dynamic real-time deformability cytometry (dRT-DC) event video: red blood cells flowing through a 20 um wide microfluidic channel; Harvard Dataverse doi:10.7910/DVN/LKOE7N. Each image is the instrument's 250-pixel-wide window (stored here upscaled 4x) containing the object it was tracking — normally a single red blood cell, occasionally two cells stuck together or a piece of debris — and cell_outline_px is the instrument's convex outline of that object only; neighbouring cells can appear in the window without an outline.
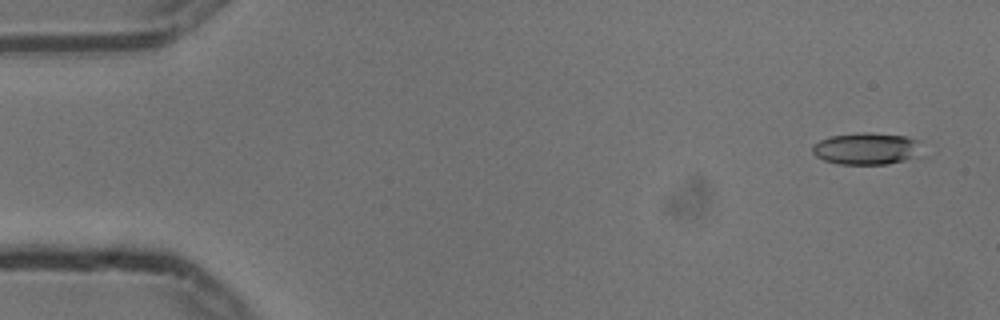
{"species": "common noctule bat (a hibernating species)", "species_latin": "Nyctalus noctula", "temperature_condition": "cold", "stored_images_in_passage": 55, "camera_frame_rate_fps": 3000, "um_per_image_px": 0.085, "animal": {"sex": "male", "body_mass_g": 13.3}, "frame": {"image": 1, "passage_image": 3, "time_ms": 0.667, "image_size_px": [1000, 320], "cell_outline_px": [[928, 156], [888, 164], [840, 164], [824, 160], [816, 156], [812, 152], [812, 144], [820, 140], [832, 136], [868, 132], [904, 136], [920, 140]], "centroid_in_image_um": [73.82, 12.65], "position_along_channel_um": 11.2, "area_um2": 21.04}}
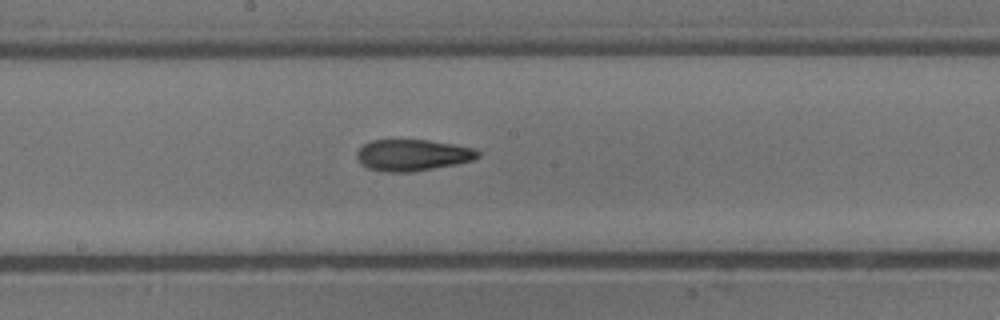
{"frame": {"image": 2, "passage_image": 29, "time_ms": 9.333, "image_size_px": [1000, 320], "cell_outline_px": [[480, 156], [472, 160], [456, 164], [412, 172], [384, 172], [368, 168], [360, 164], [356, 156], [356, 152], [364, 144], [372, 140], [428, 140], [476, 148], [480, 152]], "centroid_in_image_um": [35.06, 13.19], "position_along_channel_um": 213.1, "area_um2": 22.25}}
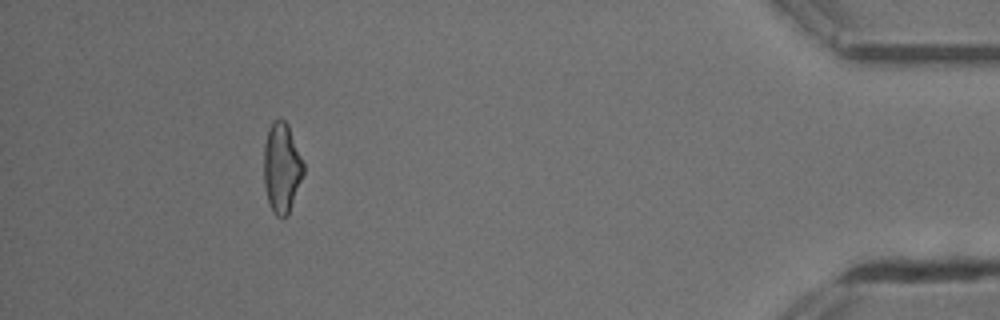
{"frame": {"image": 3, "passage_image": 50, "time_ms": 16.333, "image_size_px": [1000, 320], "cell_outline_px": [[304, 172], [288, 216], [276, 216], [268, 204], [264, 184], [264, 144], [268, 128], [272, 120], [280, 116], [288, 124], [304, 164]], "centroid_in_image_um": [23.93, 14.23], "position_along_channel_um": 411.3, "area_um2": 20.98}, "authors_computed_cell_mechanics": {"area_um2": 21.2704, "velocity_mm_per_s": 3.7436, "shape_relaxation_time_tau1_ms": 6.5205, "shape_relaxation_time_tau2_ms": 4.6385, "deformation_change_tau1": 0.1639, "deformation_change_tau2": 0.1447}}